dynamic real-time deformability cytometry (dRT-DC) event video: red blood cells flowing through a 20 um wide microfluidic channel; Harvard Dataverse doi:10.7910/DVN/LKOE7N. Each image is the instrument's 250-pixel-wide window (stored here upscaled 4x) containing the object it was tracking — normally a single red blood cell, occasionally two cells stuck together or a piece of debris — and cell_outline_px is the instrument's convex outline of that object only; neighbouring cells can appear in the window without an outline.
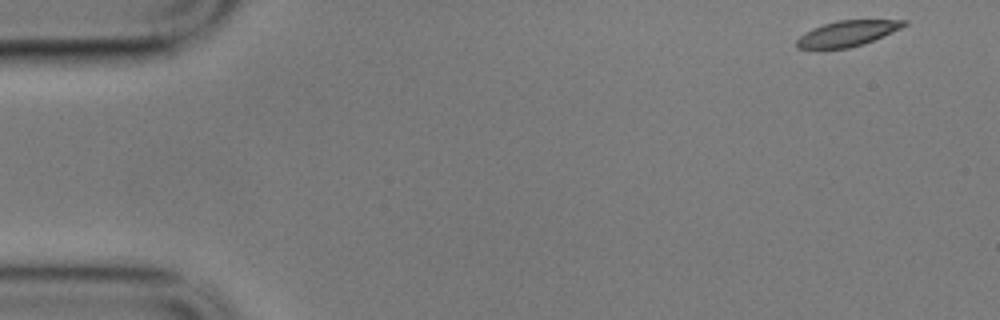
{"species": "common noctule bat (a hibernating species)", "species_latin": "Nyctalus noctula", "temperature_condition": "cold", "stored_images_in_passage": 6, "camera_frame_rate_fps": 3000, "um_per_image_px": 0.085, "animal": {"sex": "male", "body_mass_g": 17.9}, "frame": {"image": 1, "passage_image": 1, "time_ms": 0.0, "image_size_px": [1000, 320], "cell_outline_px": [[908, 24], [892, 32], [864, 44], [848, 48], [796, 48], [796, 40], [804, 32], [812, 28], [836, 20], [908, 20]], "centroid_in_image_um": [72.01, 2.83], "position_along_channel_um": 13.0, "area_um2": 15.9}}